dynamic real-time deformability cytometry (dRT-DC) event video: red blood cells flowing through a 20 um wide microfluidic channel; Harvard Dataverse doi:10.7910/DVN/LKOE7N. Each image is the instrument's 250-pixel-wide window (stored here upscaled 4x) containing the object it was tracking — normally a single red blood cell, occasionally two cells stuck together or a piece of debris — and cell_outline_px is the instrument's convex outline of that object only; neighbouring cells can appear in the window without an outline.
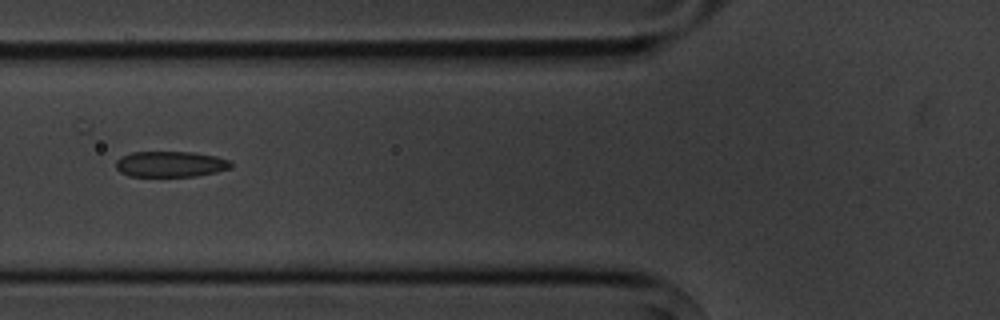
{"species": "common noctule bat (a hibernating species)", "species_latin": "Nyctalus noctula", "temperature_condition": "cold", "stored_images_in_passage": 4, "camera_frame_rate_fps": 3000, "um_per_image_px": 0.085, "animal": {"sex": "male", "body_mass_g": 20.1, "forearm_length_mm": 53.5}, "frame": {"image": 1, "passage_image": 3, "time_ms": 2.333, "image_size_px": [1000, 320], "cell_outline_px": [[232, 168], [216, 172], [196, 176], [128, 176], [120, 172], [116, 168], [116, 160], [120, 156], [132, 152], [192, 152], [216, 156], [232, 160]], "centroid_in_image_um": [14.51, 13.95], "position_along_channel_um": 111.3, "area_um2": 17.46}}
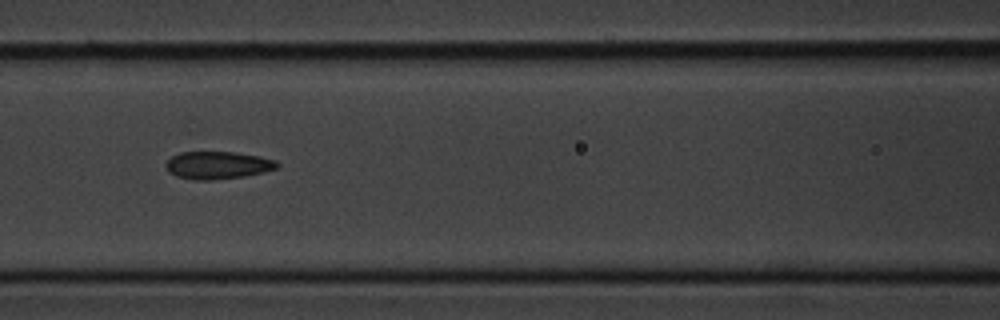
{"frame": {"image": 2, "passage_image": 4, "time_ms": 3.333, "image_size_px": [1000, 320], "cell_outline_px": [[280, 164], [276, 168], [264, 172], [244, 176], [212, 180], [192, 180], [176, 176], [168, 172], [164, 164], [172, 156], [180, 152], [232, 152], [260, 156], [276, 160]], "centroid_in_image_um": [18.48, 14.04], "position_along_channel_um": 148.1, "area_um2": 17.98}}